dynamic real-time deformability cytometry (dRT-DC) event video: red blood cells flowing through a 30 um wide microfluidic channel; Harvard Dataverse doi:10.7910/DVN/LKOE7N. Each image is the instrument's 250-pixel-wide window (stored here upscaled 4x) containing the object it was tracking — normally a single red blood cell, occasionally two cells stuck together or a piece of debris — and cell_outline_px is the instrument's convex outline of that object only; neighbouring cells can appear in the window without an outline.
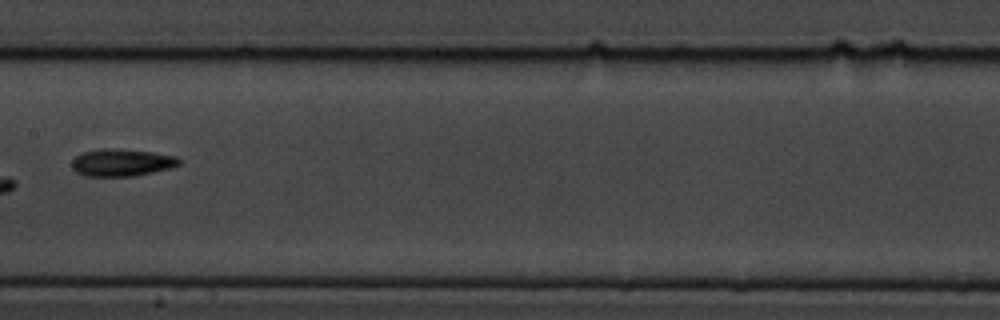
{"species": "common noctule bat (a hibernating species)", "species_latin": "Nyctalus noctula", "temperature_condition": "cold", "stored_images_in_passage": 11, "camera_frame_rate_fps": 3000, "um_per_image_px": 0.085, "animal": {"sex": "male", "body_mass_g": 19.5, "forearm_length_mm": 54.6}, "frame": {"image": 1, "passage_image": 8, "time_ms": 9.333, "image_size_px": [1000, 320], "cell_outline_px": [[180, 164], [172, 168], [132, 176], [84, 176], [76, 172], [72, 168], [72, 160], [76, 156], [84, 152], [104, 148], [112, 148], [152, 152], [176, 156], [180, 160]], "centroid_in_image_um": [10.34, 13.82], "position_along_channel_um": 197.1, "area_um2": 16.99}}
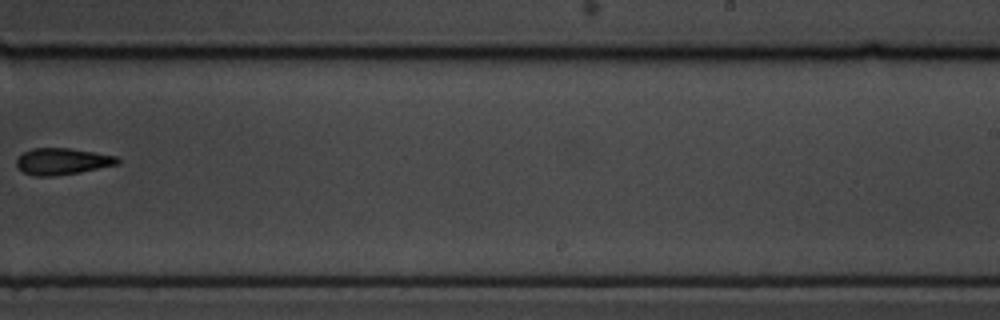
{"frame": {"image": 2, "passage_image": 10, "time_ms": 11.667, "image_size_px": [1000, 320], "cell_outline_px": [[120, 164], [80, 172], [52, 176], [32, 176], [24, 172], [16, 164], [16, 156], [32, 148], [68, 148], [116, 156], [120, 160]], "centroid_in_image_um": [5.27, 13.72], "position_along_channel_um": 283.7, "area_um2": 15.61}}
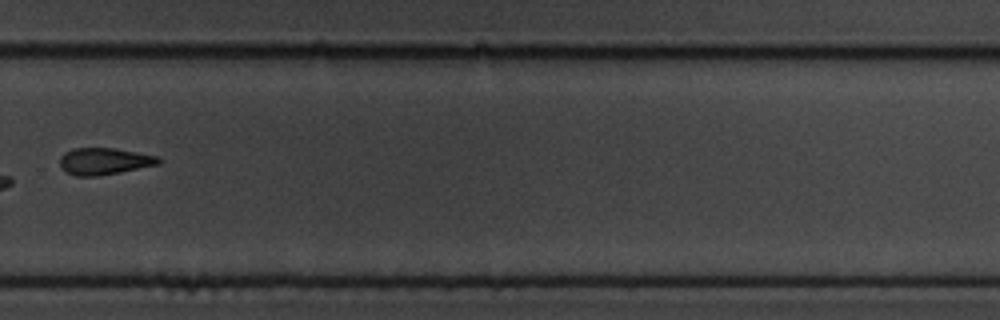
{"frame": {"image": 3, "passage_image": 11, "time_ms": 12.667, "image_size_px": [1000, 320], "cell_outline_px": [[160, 164], [120, 172], [96, 176], [76, 176], [64, 172], [60, 168], [60, 156], [64, 152], [72, 148], [116, 148], [160, 156]], "centroid_in_image_um": [8.84, 13.7], "position_along_channel_um": 321.0, "area_um2": 15.66}}